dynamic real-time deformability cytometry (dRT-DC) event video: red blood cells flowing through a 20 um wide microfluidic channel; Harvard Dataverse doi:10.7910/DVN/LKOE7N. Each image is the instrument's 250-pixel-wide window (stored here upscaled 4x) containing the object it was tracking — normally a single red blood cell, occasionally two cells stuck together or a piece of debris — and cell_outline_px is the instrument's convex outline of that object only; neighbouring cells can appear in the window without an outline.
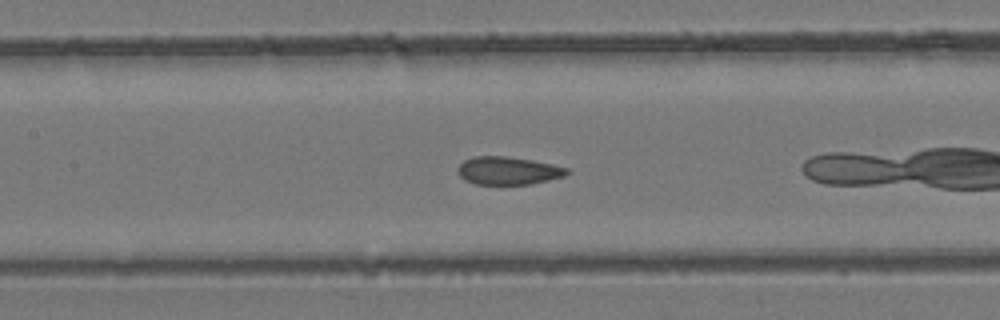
{"species": "common noctule bat (a hibernating species)", "species_latin": "Nyctalus noctula", "temperature_condition": "room temperature", "stored_images_in_passage": 35, "camera_frame_rate_fps": 3000, "um_per_image_px": 0.085, "animal": {"sex": "female", "body_mass_g": 24.6, "forearm_length_mm": 56.2}, "frame": {"image": 1, "passage_image": 20, "time_ms": 6.333, "image_size_px": [1000, 320], "cell_outline_px": [[572, 172], [564, 176], [532, 184], [476, 184], [464, 180], [456, 172], [460, 164], [464, 160], [472, 156], [504, 156], [532, 160], [552, 164], [568, 168]], "centroid_in_image_um": [43.19, 14.5], "position_along_channel_um": 164.2, "area_um2": 17.86}}